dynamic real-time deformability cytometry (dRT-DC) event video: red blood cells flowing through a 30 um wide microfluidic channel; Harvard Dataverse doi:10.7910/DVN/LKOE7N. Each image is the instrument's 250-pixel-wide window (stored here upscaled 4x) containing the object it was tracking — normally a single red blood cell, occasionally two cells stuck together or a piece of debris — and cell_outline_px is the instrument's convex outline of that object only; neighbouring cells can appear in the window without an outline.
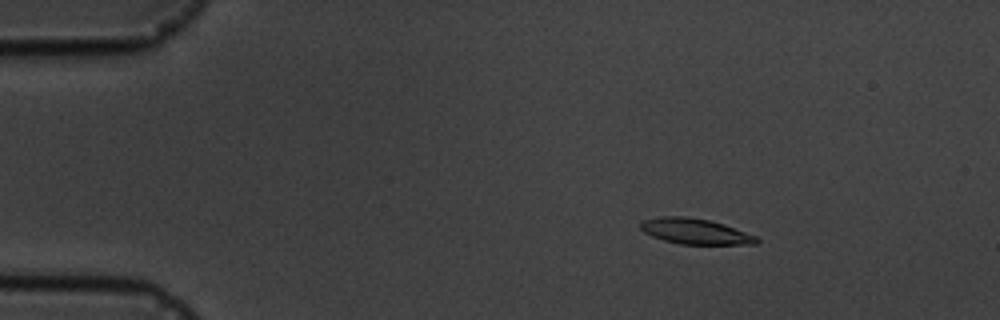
{"species": "common noctule bat (a hibernating species)", "species_latin": "Nyctalus noctula", "temperature_condition": "cold", "stored_images_in_passage": 6, "camera_frame_rate_fps": 3000, "um_per_image_px": 0.085, "animal": {"sex": "male", "body_mass_g": 19.5, "forearm_length_mm": 54.6}, "frame": {"image": 1, "passage_image": 3, "time_ms": 2.667, "image_size_px": [1000, 320], "cell_outline_px": [[760, 240], [756, 244], [680, 244], [664, 240], [652, 236], [644, 232], [640, 228], [640, 220], [660, 216], [688, 216], [708, 220], [724, 224], [756, 236]], "centroid_in_image_um": [59.05, 19.65], "position_along_channel_um": 25.9, "area_um2": 17.34}}
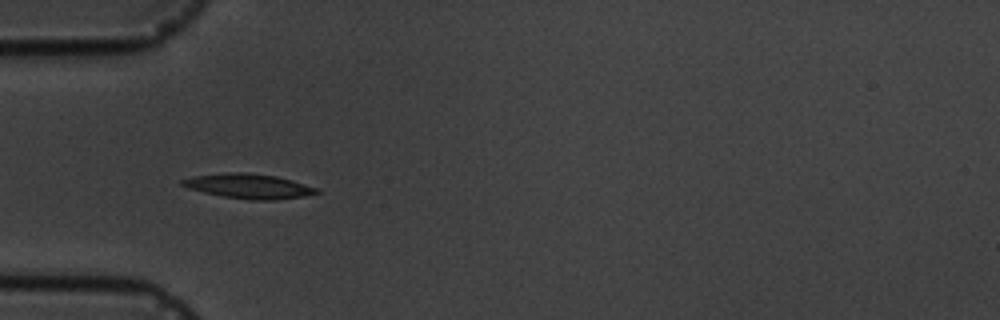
{"frame": {"image": 2, "passage_image": 5, "time_ms": 5.667, "image_size_px": [1000, 320], "cell_outline_px": [[320, 192], [304, 196], [276, 200], [248, 200], [224, 196], [204, 192], [188, 188], [180, 184], [180, 180], [192, 176], [228, 172], [244, 172], [276, 176], [292, 180], [320, 188]], "centroid_in_image_um": [21.16, 15.82], "position_along_channel_um": 63.8, "area_um2": 19.42}}
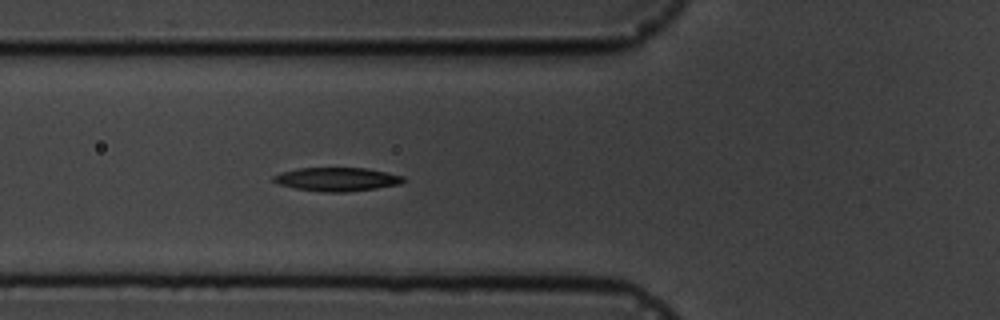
{"frame": {"image": 3, "passage_image": 6, "time_ms": 6.667, "image_size_px": [1000, 320], "cell_outline_px": [[408, 180], [400, 184], [376, 188], [344, 192], [324, 192], [296, 188], [280, 184], [272, 180], [272, 176], [284, 172], [300, 168], [364, 168], [404, 176]], "centroid_in_image_um": [28.68, 15.24], "position_along_channel_um": 97.1, "area_um2": 17.63}}